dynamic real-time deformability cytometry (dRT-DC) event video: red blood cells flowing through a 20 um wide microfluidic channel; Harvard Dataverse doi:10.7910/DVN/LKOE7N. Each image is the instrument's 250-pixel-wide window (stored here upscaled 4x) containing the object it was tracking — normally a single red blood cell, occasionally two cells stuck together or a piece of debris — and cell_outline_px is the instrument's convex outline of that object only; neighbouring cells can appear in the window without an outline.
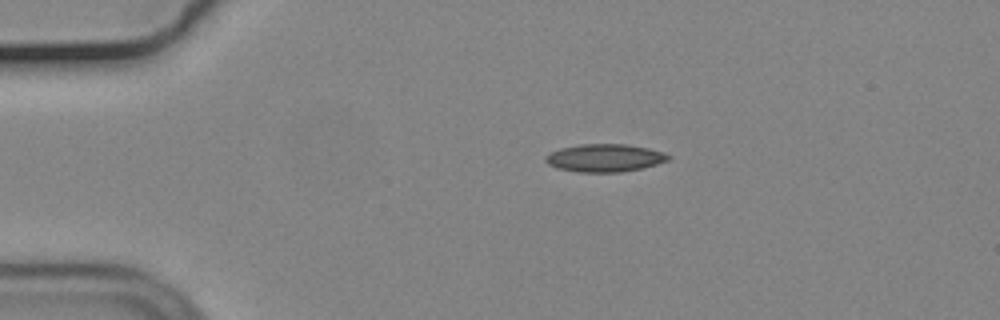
{"species": "common noctule bat (a hibernating species)", "species_latin": "Nyctalus noctula", "temperature_condition": "cold", "stored_images_in_passage": 21, "camera_frame_rate_fps": 3000, "um_per_image_px": 0.085, "animal": {"sex": "male", "body_mass_g": 19.2, "forearm_length_mm": 51.8}, "frame": {"image": 1, "passage_image": 1, "time_ms": 0.0, "image_size_px": [1000, 320], "cell_outline_px": [[672, 156], [668, 160], [656, 164], [640, 168], [620, 172], [576, 172], [556, 168], [548, 164], [544, 160], [544, 156], [560, 148], [580, 144], [624, 144], [648, 148], [664, 152]], "centroid_in_image_um": [51.37, 13.42], "position_along_channel_um": 33.6, "area_um2": 19.88}}
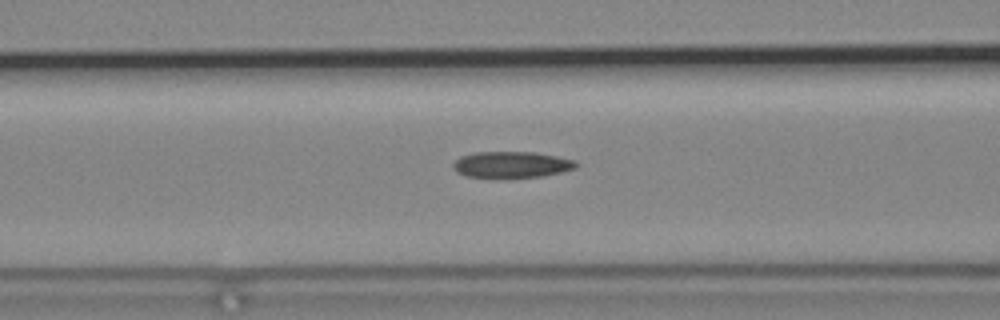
{"frame": {"image": 2, "passage_image": 12, "time_ms": 3.667, "image_size_px": [1000, 320], "cell_outline_px": [[580, 164], [576, 168], [544, 176], [464, 176], [456, 172], [452, 168], [452, 164], [460, 156], [472, 152], [536, 152], [576, 160]], "centroid_in_image_um": [43.49, 13.96], "position_along_channel_um": 123.1, "area_um2": 18.61}}
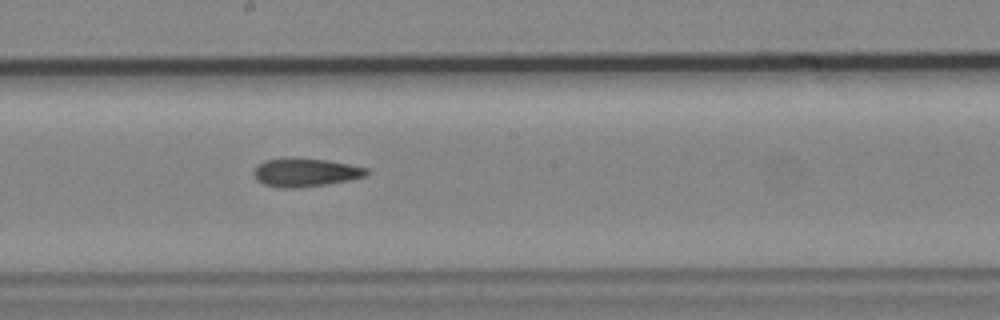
{"frame": {"image": 3, "passage_image": 20, "time_ms": 6.333, "image_size_px": [1000, 320], "cell_outline_px": [[368, 172], [364, 176], [348, 180], [324, 184], [296, 188], [280, 188], [264, 184], [256, 180], [252, 172], [252, 168], [256, 164], [264, 160], [328, 160], [368, 168]], "centroid_in_image_um": [25.9, 14.68], "position_along_channel_um": 222.3, "area_um2": 18.09}}